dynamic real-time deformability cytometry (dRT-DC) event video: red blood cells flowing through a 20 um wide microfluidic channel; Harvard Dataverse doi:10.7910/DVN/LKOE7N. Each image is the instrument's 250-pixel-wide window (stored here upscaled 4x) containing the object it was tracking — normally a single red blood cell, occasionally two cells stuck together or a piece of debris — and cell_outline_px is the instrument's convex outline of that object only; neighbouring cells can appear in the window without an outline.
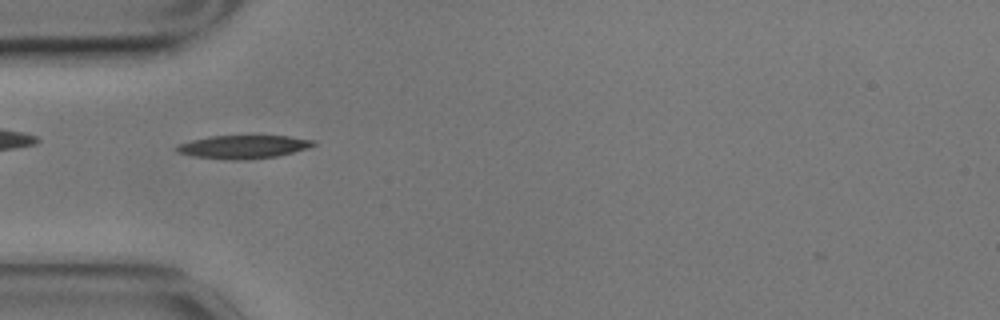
{"species": "common noctule bat (a hibernating species)", "species_latin": "Nyctalus noctula", "temperature_condition": "cold", "stored_images_in_passage": 56, "camera_frame_rate_fps": 3000, "um_per_image_px": 0.085, "animal": {"sex": "male", "body_mass_g": 17.9}, "frame": {"image": 1, "passage_image": 16, "time_ms": 5.0, "image_size_px": [1000, 320], "cell_outline_px": [[316, 144], [308, 148], [276, 156], [244, 160], [228, 160], [192, 156], [176, 152], [176, 144], [192, 140], [212, 136], [288, 136], [316, 140]], "centroid_in_image_um": [20.66, 12.48], "position_along_channel_um": 64.3, "area_um2": 18.55}, "authors_computed_cell_mechanics": {"area_um2": 17.7446, "velocity_mm_per_s": 3.4935, "shape_relaxation_time_tau1_ms": null, "shape_relaxation_time_tau2_ms": 7.6056, "deformation_change_tau1": null, "deformation_change_tau2": 0.1728}}